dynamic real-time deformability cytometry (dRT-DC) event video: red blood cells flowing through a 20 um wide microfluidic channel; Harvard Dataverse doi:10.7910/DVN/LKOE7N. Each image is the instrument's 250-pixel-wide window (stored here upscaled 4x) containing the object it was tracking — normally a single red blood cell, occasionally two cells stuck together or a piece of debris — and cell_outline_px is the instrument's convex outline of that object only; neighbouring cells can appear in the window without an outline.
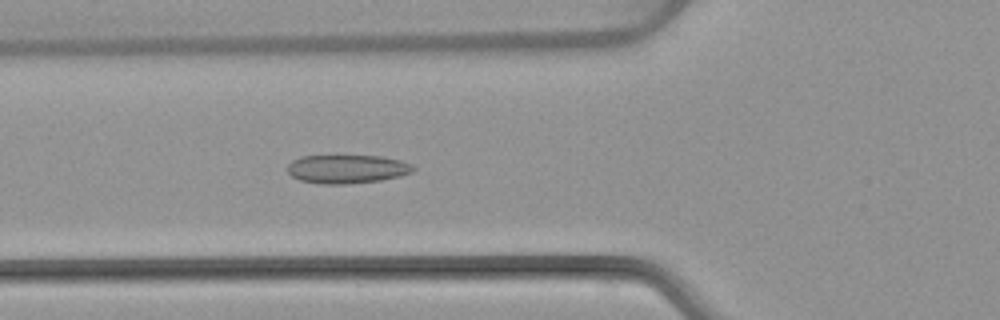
{"species": "common noctule bat (a hibernating species)", "species_latin": "Nyctalus noctula", "temperature_condition": "warm", "stored_images_in_passage": 5, "camera_frame_rate_fps": 3000, "um_per_image_px": 0.085, "animal": {"sex": "female", "body_mass_g": 22.7, "forearm_length_mm": 54.2}, "frame": {"image": 1, "passage_image": 5, "time_ms": 5.667, "image_size_px": [1000, 320], "cell_outline_px": [[416, 168], [412, 172], [400, 176], [380, 180], [348, 184], [324, 184], [300, 180], [292, 176], [288, 172], [288, 164], [292, 160], [300, 156], [336, 152], [380, 156], [400, 160], [412, 164]], "centroid_in_image_um": [29.47, 14.3], "position_along_channel_um": 96.3, "area_um2": 22.08}}